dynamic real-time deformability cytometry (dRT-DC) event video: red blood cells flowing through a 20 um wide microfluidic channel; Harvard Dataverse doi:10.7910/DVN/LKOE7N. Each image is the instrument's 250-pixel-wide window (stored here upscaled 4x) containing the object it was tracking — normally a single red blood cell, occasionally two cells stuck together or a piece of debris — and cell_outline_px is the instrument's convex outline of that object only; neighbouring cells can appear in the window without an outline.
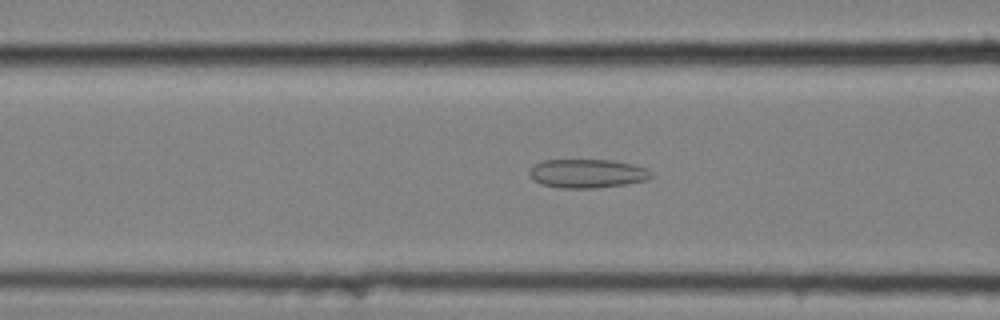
{"species": "common noctule bat (a hibernating species)", "species_latin": "Nyctalus noctula", "temperature_condition": "cold", "stored_images_in_passage": 44, "camera_frame_rate_fps": 3000, "um_per_image_px": 0.085, "animal": {"sex": "female", "body_mass_g": 25.1}, "frame": {"image": 1, "passage_image": 10, "time_ms": 3.0, "image_size_px": [1000, 320], "cell_outline_px": [[652, 176], [648, 180], [624, 184], [596, 188], [560, 188], [540, 184], [532, 180], [528, 172], [536, 164], [544, 160], [612, 160], [632, 164], [648, 168], [652, 172]], "centroid_in_image_um": [49.93, 14.75], "position_along_channel_um": 116.7, "area_um2": 20.52}}
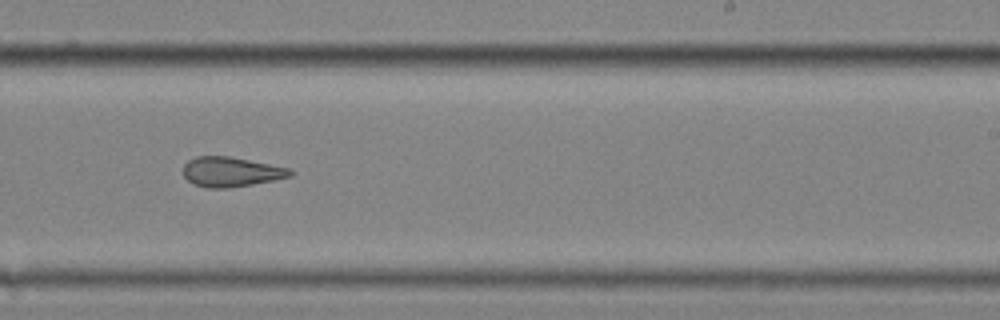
{"frame": {"image": 2, "passage_image": 23, "time_ms": 7.333, "image_size_px": [1000, 320], "cell_outline_px": [[296, 172], [292, 176], [252, 184], [228, 188], [208, 188], [192, 184], [184, 176], [184, 164], [188, 160], [196, 156], [228, 156], [288, 168]], "centroid_in_image_um": [19.61, 14.61], "position_along_channel_um": 269.4, "area_um2": 18.44}}
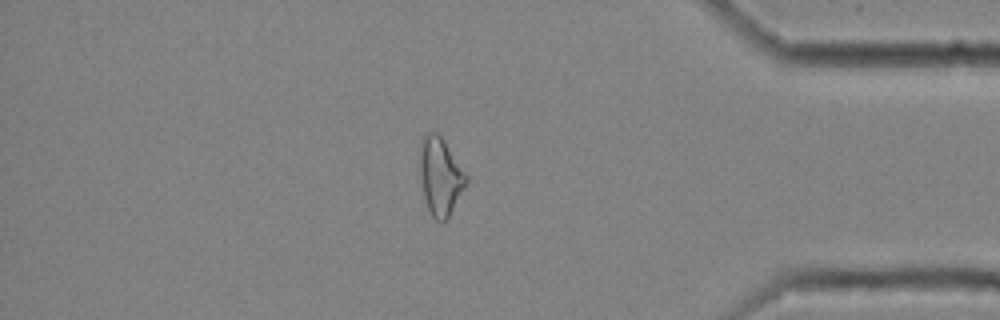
{"frame": {"image": 3, "passage_image": 36, "time_ms": 11.667, "image_size_px": [1000, 320], "cell_outline_px": [[468, 180], [448, 216], [444, 220], [436, 220], [432, 216], [424, 200], [420, 180], [420, 140], [428, 132], [436, 132], [440, 136], [468, 176]], "centroid_in_image_um": [37.39, 14.97], "position_along_channel_um": 397.8, "area_um2": 20.52}, "authors_computed_cell_mechanics": {"area_um2": 19.7676, "velocity_mm_per_s": 3.5261, "shape_relaxation_time_tau1_ms": null, "shape_relaxation_time_tau2_ms": 3.3369, "deformation_change_tau1": null, "deformation_change_tau2": 0.1236}}